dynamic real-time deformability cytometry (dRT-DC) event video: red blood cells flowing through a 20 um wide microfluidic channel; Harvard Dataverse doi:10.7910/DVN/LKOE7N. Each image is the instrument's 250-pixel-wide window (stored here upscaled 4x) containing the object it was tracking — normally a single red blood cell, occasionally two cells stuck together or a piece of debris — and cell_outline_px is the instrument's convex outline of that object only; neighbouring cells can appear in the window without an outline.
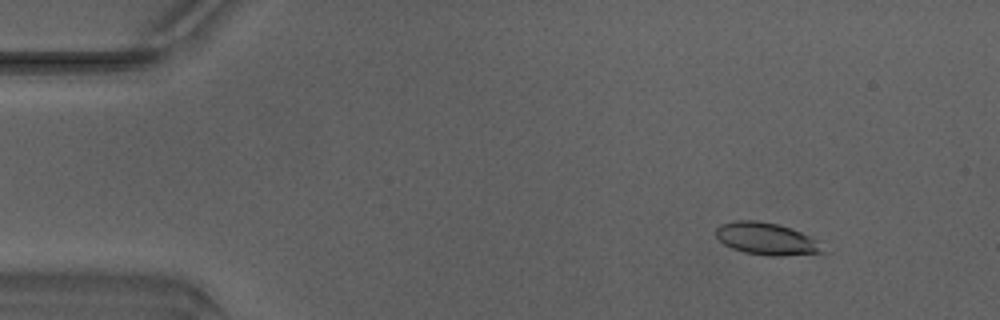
{"species": "Egyptian fruit bat (a non-hibernating species)", "species_latin": "Rousettus aegyptiacus", "temperature_condition": "warm", "stored_images_in_passage": 49, "camera_frame_rate_fps": 3000, "um_per_image_px": 0.085, "animal": {"sex": "male"}, "frame": {"image": 1, "passage_image": 6, "time_ms": 1.667, "image_size_px": [1000, 320], "cell_outline_px": [[828, 252], [824, 256], [768, 256], [744, 252], [732, 248], [724, 244], [716, 236], [716, 228], [720, 224], [736, 220], [756, 220], [776, 224], [800, 232], [816, 240]], "centroid_in_image_um": [65.25, 20.35], "position_along_channel_um": 19.8, "area_um2": 20.52}}
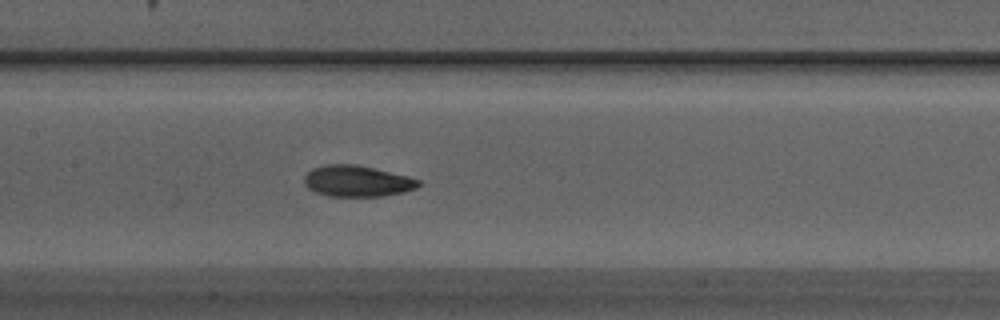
{"frame": {"image": 2, "passage_image": 24, "time_ms": 7.667, "image_size_px": [1000, 320], "cell_outline_px": [[420, 184], [416, 188], [404, 192], [380, 196], [328, 196], [316, 192], [308, 188], [304, 184], [304, 176], [312, 168], [324, 164], [356, 164], [408, 176], [420, 180]], "centroid_in_image_um": [30.33, 15.38], "position_along_channel_um": 177.1, "area_um2": 20.75}}
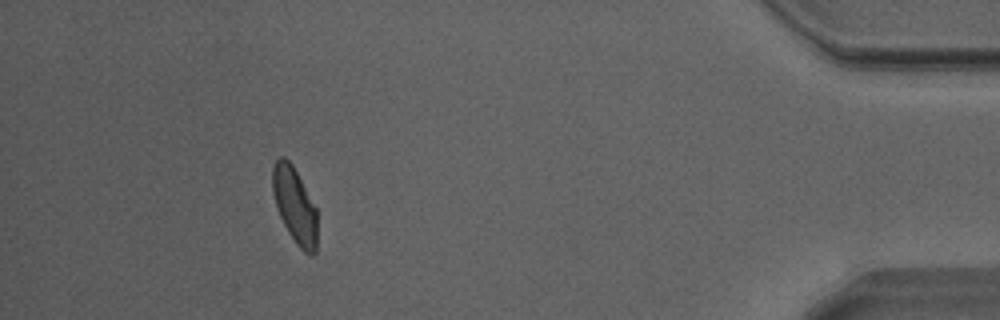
{"frame": {"image": 3, "passage_image": 45, "time_ms": 14.667, "image_size_px": [1000, 320], "cell_outline_px": [[316, 252], [312, 256], [304, 252], [296, 244], [288, 232], [280, 216], [272, 192], [272, 168], [276, 160], [280, 156], [284, 156], [292, 164], [316, 208]], "centroid_in_image_um": [25.04, 17.46], "position_along_channel_um": 410.2, "area_um2": 19.54}, "authors_computed_cell_mechanics": {"area_um2": 20.4034, "velocity_mm_per_s": 4.1827, "shape_relaxation_time_tau1_ms": 4.5553, "shape_relaxation_time_tau2_ms": 2.5661, "deformation_change_tau1": 0.1558, "deformation_change_tau2": 0.0638}}